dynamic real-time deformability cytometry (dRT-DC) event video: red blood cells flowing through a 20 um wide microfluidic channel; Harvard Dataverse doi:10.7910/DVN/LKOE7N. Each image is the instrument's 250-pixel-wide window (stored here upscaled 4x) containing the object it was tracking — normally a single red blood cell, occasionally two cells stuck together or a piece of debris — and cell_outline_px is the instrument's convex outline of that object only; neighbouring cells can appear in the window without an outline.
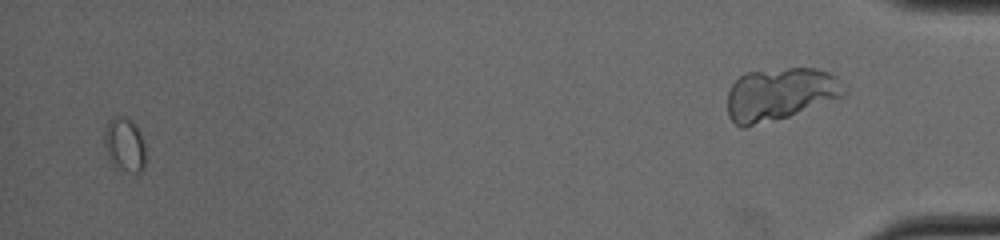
{"species": "common noctule bat (a hibernating species)", "species_latin": "Nyctalus noctula", "temperature_condition": "cold", "stored_images_in_passage": 39, "camera_frame_rate_fps": 3000, "um_per_image_px": 0.085, "animal": {"sex": "male", "body_mass_g": 19.0, "forearm_length_mm": 50.8}, "frame": {"image": 1, "passage_image": 37, "time_ms": 12.0, "image_size_px": [1000, 240], "cell_outline_px": [[144, 168], [140, 172], [128, 172], [116, 164], [108, 156], [104, 144], [104, 132], [108, 124], [116, 116], [124, 116], [132, 120], [140, 132], [144, 144]], "centroid_in_image_um": [10.61, 12.27], "position_along_channel_um": 424.6, "area_um2": 12.54}}